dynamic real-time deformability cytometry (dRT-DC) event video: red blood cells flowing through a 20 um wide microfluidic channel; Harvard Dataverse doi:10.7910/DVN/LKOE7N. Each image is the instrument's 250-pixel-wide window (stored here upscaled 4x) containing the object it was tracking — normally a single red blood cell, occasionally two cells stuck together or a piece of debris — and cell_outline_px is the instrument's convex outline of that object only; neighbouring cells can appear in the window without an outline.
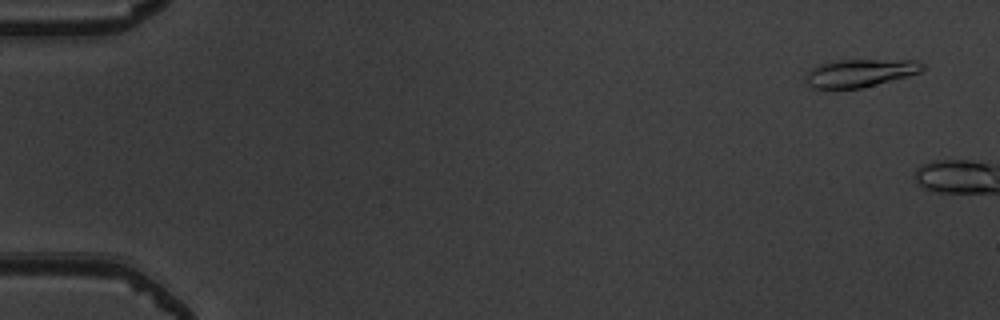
{"species": "common noctule bat (a hibernating species)", "species_latin": "Nyctalus noctula", "temperature_condition": "warm", "stored_images_in_passage": 3, "camera_frame_rate_fps": 3000, "um_per_image_px": 0.085, "animal": {"sex": "male", "body_mass_g": 19.5, "forearm_length_mm": 54.6}, "frame": {"image": 1, "passage_image": 1, "time_ms": 0.0, "image_size_px": [1000, 320], "cell_outline_px": [[924, 68], [920, 72], [908, 76], [860, 88], [812, 88], [804, 80], [804, 76], [812, 68], [828, 60], [916, 60], [924, 64]], "centroid_in_image_um": [73.07, 6.19], "position_along_channel_um": 11.9, "area_um2": 18.96}}